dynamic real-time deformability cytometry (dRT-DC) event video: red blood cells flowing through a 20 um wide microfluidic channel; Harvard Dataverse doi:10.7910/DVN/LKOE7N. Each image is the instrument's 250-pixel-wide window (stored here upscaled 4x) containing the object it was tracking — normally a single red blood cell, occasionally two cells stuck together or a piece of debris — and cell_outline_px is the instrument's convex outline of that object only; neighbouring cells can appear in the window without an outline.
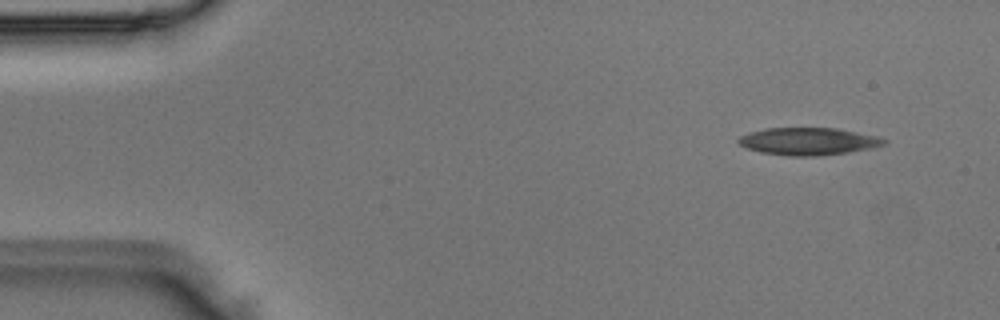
{"species": "Egyptian fruit bat (a non-hibernating species)", "species_latin": "Rousettus aegyptiacus", "temperature_condition": "room temperature", "stored_images_in_passage": 5, "segment_of_instrument_passage": [2, 2], "camera_frame_rate_fps": 3000, "um_per_image_px": 0.085, "animal": {"sex": "male"}, "frame": {"image": 1, "passage_image": 5, "time_ms": 1.333, "image_size_px": [1000, 320], "cell_outline_px": [[888, 140], [884, 144], [872, 148], [848, 152], [820, 156], [788, 156], [760, 152], [748, 148], [740, 144], [736, 140], [740, 136], [764, 128], [836, 128], [876, 136]], "centroid_in_image_um": [68.7, 12.02], "position_along_channel_um": 16.3, "area_um2": 23.12}}